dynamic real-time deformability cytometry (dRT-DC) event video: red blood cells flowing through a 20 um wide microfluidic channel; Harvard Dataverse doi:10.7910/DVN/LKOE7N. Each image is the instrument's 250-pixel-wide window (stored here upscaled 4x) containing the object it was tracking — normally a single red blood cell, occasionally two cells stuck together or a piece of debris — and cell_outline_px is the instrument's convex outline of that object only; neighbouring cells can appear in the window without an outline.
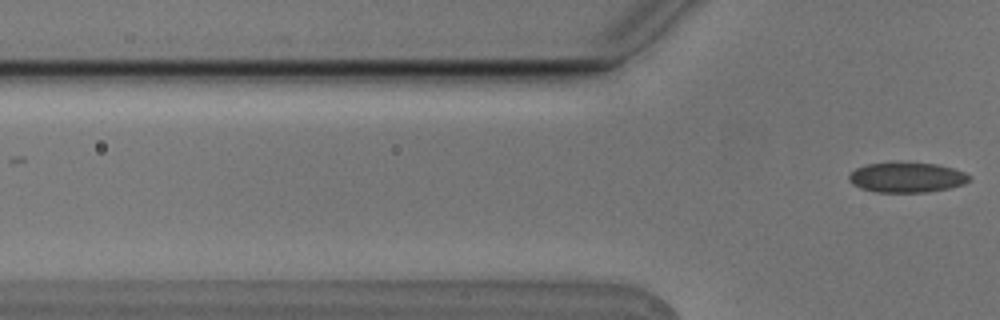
{"species": "Egyptian fruit bat (a non-hibernating species)", "species_latin": "Rousettus aegyptiacus", "temperature_condition": "cold", "stored_images_in_passage": 5, "camera_frame_rate_fps": 3000, "um_per_image_px": 0.085, "animal": {"sex": "male"}, "frame": {"image": 1, "passage_image": 5, "time_ms": 1.333, "image_size_px": [1000, 320], "cell_outline_px": [[968, 180], [964, 184], [948, 188], [928, 192], [876, 192], [860, 188], [852, 184], [848, 180], [848, 176], [856, 168], [868, 164], [892, 160], [896, 160], [936, 164], [952, 168], [964, 172], [968, 176]], "centroid_in_image_um": [77.01, 15.05], "position_along_channel_um": 48.8, "area_um2": 21.5}}